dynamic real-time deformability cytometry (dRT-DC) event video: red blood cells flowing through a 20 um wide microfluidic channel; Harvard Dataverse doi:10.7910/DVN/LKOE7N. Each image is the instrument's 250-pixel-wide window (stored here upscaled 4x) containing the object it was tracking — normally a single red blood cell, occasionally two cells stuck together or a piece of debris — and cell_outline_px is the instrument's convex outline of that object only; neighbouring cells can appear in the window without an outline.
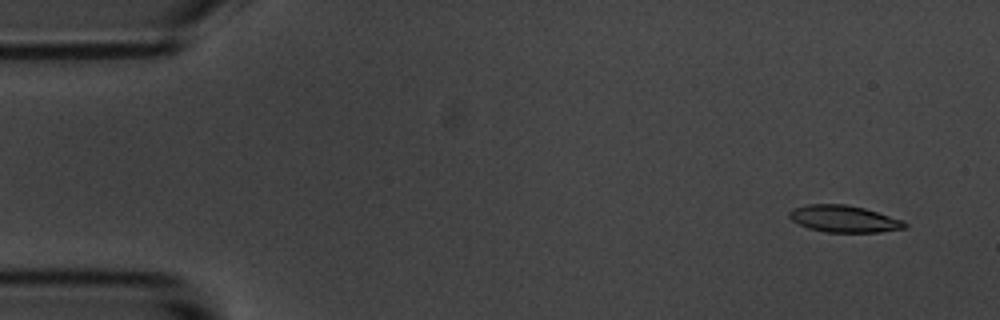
{"species": "common noctule bat (a hibernating species)", "species_latin": "Nyctalus noctula", "temperature_condition": "room temperature", "stored_images_in_passage": 54, "camera_frame_rate_fps": 3000, "um_per_image_px": 0.085, "animal": {"sex": "male", "body_mass_g": 20.1, "forearm_length_mm": 53.5}, "frame": {"image": 1, "passage_image": 4, "time_ms": 1.0, "image_size_px": [1000, 320], "cell_outline_px": [[908, 224], [904, 228], [880, 232], [824, 232], [808, 228], [792, 220], [788, 216], [788, 212], [792, 208], [808, 204], [848, 204], [864, 208], [904, 220]], "centroid_in_image_um": [71.72, 18.59], "position_along_channel_um": 13.3, "area_um2": 18.15}}
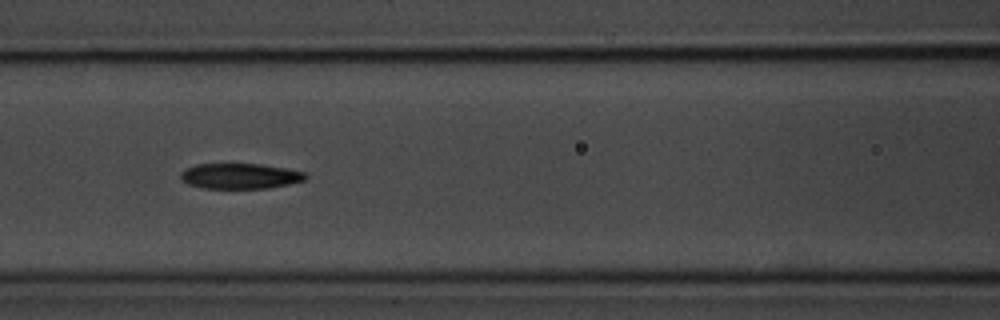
{"frame": {"image": 2, "passage_image": 24, "time_ms": 7.667, "image_size_px": [1000, 320], "cell_outline_px": [[308, 176], [304, 180], [288, 184], [268, 188], [200, 188], [188, 184], [180, 180], [180, 172], [196, 164], [260, 164], [284, 168], [304, 172]], "centroid_in_image_um": [20.36, 14.97], "position_along_channel_um": 146.2, "area_um2": 18.44}}
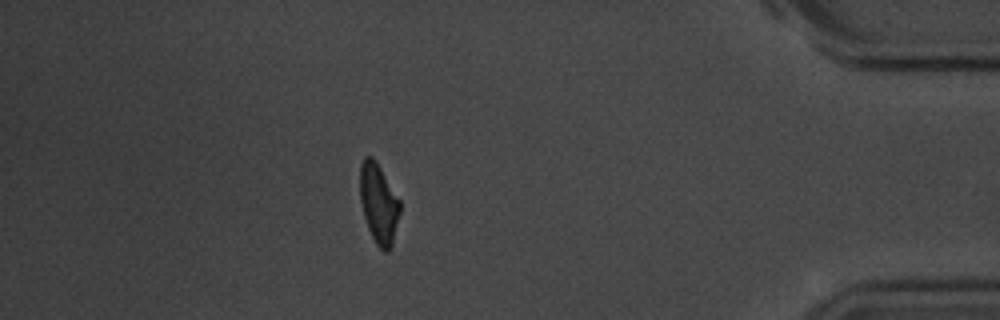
{"frame": {"image": 3, "passage_image": 49, "time_ms": 16.0, "image_size_px": [1000, 320], "cell_outline_px": [[400, 212], [392, 248], [388, 252], [384, 252], [376, 244], [368, 228], [364, 216], [360, 200], [360, 164], [364, 156], [372, 156], [376, 160], [400, 200]], "centroid_in_image_um": [32.19, 17.3], "position_along_channel_um": 403.0, "area_um2": 18.79}}